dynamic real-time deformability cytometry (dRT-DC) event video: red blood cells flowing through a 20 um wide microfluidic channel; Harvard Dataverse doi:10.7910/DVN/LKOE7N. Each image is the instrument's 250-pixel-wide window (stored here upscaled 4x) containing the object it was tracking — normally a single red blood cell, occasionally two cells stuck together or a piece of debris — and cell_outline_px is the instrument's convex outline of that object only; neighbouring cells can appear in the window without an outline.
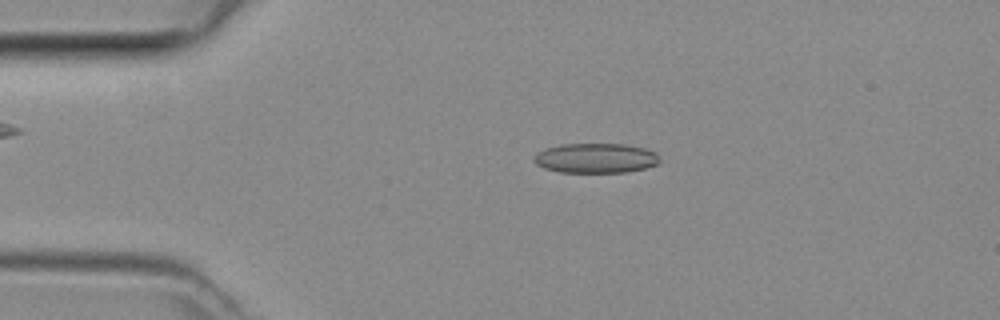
{"species": "common noctule bat (a hibernating species)", "species_latin": "Nyctalus noctula", "temperature_condition": "room temperature", "stored_images_in_passage": 43, "camera_frame_rate_fps": 3000, "um_per_image_px": 0.085, "animal": {"sex": "female", "body_mass_g": 29.2, "forearm_length_mm": 56.3}, "frame": {"image": 1, "passage_image": 9, "time_ms": 2.667, "image_size_px": [1000, 320], "cell_outline_px": [[660, 164], [644, 168], [624, 172], [560, 172], [544, 168], [536, 164], [532, 160], [532, 156], [536, 152], [544, 148], [560, 144], [624, 144], [644, 148], [656, 152], [660, 160]], "centroid_in_image_um": [50.6, 13.43], "position_along_channel_um": 34.4, "area_um2": 22.02}}
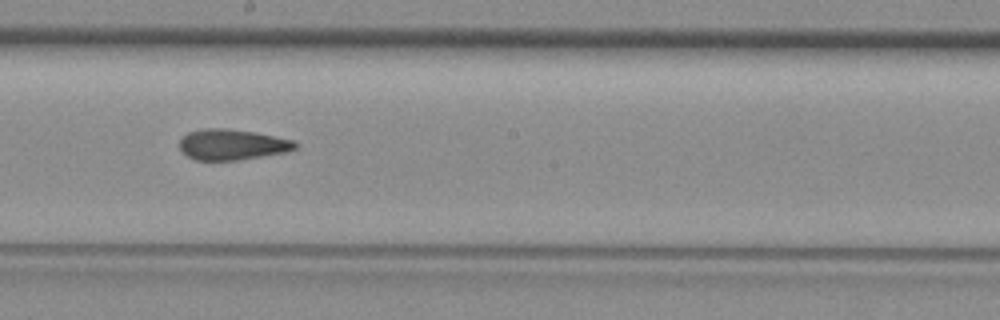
{"frame": {"image": 2, "passage_image": 25, "time_ms": 8.0, "image_size_px": [1000, 320], "cell_outline_px": [[300, 144], [296, 148], [288, 152], [240, 160], [196, 160], [180, 152], [180, 140], [188, 132], [204, 128], [224, 128], [256, 132], [292, 140]], "centroid_in_image_um": [19.75, 12.29], "position_along_channel_um": 228.5, "area_um2": 20.87}}
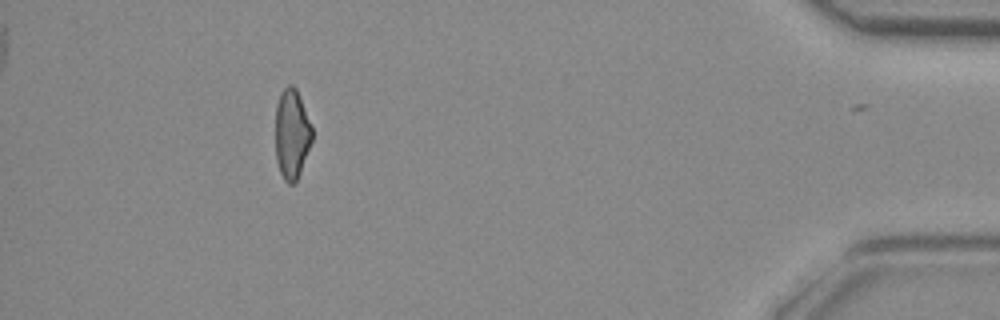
{"frame": {"image": 3, "passage_image": 42, "time_ms": 13.667, "image_size_px": [1000, 320], "cell_outline_px": [[312, 140], [296, 184], [288, 184], [284, 180], [280, 172], [276, 160], [276, 104], [280, 92], [288, 84], [292, 84], [296, 88], [312, 128]], "centroid_in_image_um": [24.79, 11.41], "position_along_channel_um": 410.4, "area_um2": 19.19}}